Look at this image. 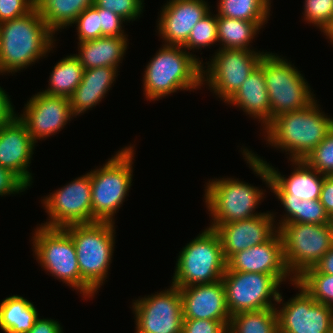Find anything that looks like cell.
Listing matches in <instances>:
<instances>
[{"mask_svg":"<svg viewBox=\"0 0 333 333\" xmlns=\"http://www.w3.org/2000/svg\"><path fill=\"white\" fill-rule=\"evenodd\" d=\"M134 154V146L123 147L99 169L90 171L92 218L96 222H114L132 185Z\"/></svg>","mask_w":333,"mask_h":333,"instance_id":"cell-5","label":"cell"},{"mask_svg":"<svg viewBox=\"0 0 333 333\" xmlns=\"http://www.w3.org/2000/svg\"><path fill=\"white\" fill-rule=\"evenodd\" d=\"M36 307L19 295L6 297L0 303V329L5 333H27L37 320Z\"/></svg>","mask_w":333,"mask_h":333,"instance_id":"cell-26","label":"cell"},{"mask_svg":"<svg viewBox=\"0 0 333 333\" xmlns=\"http://www.w3.org/2000/svg\"><path fill=\"white\" fill-rule=\"evenodd\" d=\"M318 105L315 100L303 109L272 119L263 127L267 143L288 151L290 161L304 160L333 127V118L325 116Z\"/></svg>","mask_w":333,"mask_h":333,"instance_id":"cell-2","label":"cell"},{"mask_svg":"<svg viewBox=\"0 0 333 333\" xmlns=\"http://www.w3.org/2000/svg\"><path fill=\"white\" fill-rule=\"evenodd\" d=\"M92 6L99 13L100 27L102 28V37L126 36L124 30H122V24L125 23V19L108 9L96 7L94 4Z\"/></svg>","mask_w":333,"mask_h":333,"instance_id":"cell-40","label":"cell"},{"mask_svg":"<svg viewBox=\"0 0 333 333\" xmlns=\"http://www.w3.org/2000/svg\"><path fill=\"white\" fill-rule=\"evenodd\" d=\"M114 223L98 221L63 228L74 242L81 280L94 294L106 280L112 262Z\"/></svg>","mask_w":333,"mask_h":333,"instance_id":"cell-4","label":"cell"},{"mask_svg":"<svg viewBox=\"0 0 333 333\" xmlns=\"http://www.w3.org/2000/svg\"><path fill=\"white\" fill-rule=\"evenodd\" d=\"M266 21H247L217 16L218 43L224 49L251 50L250 42ZM249 46V47H248Z\"/></svg>","mask_w":333,"mask_h":333,"instance_id":"cell-28","label":"cell"},{"mask_svg":"<svg viewBox=\"0 0 333 333\" xmlns=\"http://www.w3.org/2000/svg\"><path fill=\"white\" fill-rule=\"evenodd\" d=\"M35 144L18 114L0 128V166L11 170L28 187L33 178L27 169Z\"/></svg>","mask_w":333,"mask_h":333,"instance_id":"cell-21","label":"cell"},{"mask_svg":"<svg viewBox=\"0 0 333 333\" xmlns=\"http://www.w3.org/2000/svg\"><path fill=\"white\" fill-rule=\"evenodd\" d=\"M205 203L212 216L211 225H222L237 220L257 217L255 209L265 198L263 190L233 178L208 181Z\"/></svg>","mask_w":333,"mask_h":333,"instance_id":"cell-10","label":"cell"},{"mask_svg":"<svg viewBox=\"0 0 333 333\" xmlns=\"http://www.w3.org/2000/svg\"><path fill=\"white\" fill-rule=\"evenodd\" d=\"M35 8V0H0V23L26 15Z\"/></svg>","mask_w":333,"mask_h":333,"instance_id":"cell-39","label":"cell"},{"mask_svg":"<svg viewBox=\"0 0 333 333\" xmlns=\"http://www.w3.org/2000/svg\"><path fill=\"white\" fill-rule=\"evenodd\" d=\"M18 118L25 124L35 143L55 135L72 117H75L69 98L50 96L41 91L30 98Z\"/></svg>","mask_w":333,"mask_h":333,"instance_id":"cell-17","label":"cell"},{"mask_svg":"<svg viewBox=\"0 0 333 333\" xmlns=\"http://www.w3.org/2000/svg\"><path fill=\"white\" fill-rule=\"evenodd\" d=\"M326 37L330 40L331 44H333V19L329 22V24L322 31Z\"/></svg>","mask_w":333,"mask_h":333,"instance_id":"cell-47","label":"cell"},{"mask_svg":"<svg viewBox=\"0 0 333 333\" xmlns=\"http://www.w3.org/2000/svg\"><path fill=\"white\" fill-rule=\"evenodd\" d=\"M295 281L315 300L333 308V275L319 272L315 267L305 270Z\"/></svg>","mask_w":333,"mask_h":333,"instance_id":"cell-33","label":"cell"},{"mask_svg":"<svg viewBox=\"0 0 333 333\" xmlns=\"http://www.w3.org/2000/svg\"><path fill=\"white\" fill-rule=\"evenodd\" d=\"M265 53L254 49L219 48L210 64L207 63V69L202 67V84L207 82L210 90L226 103L259 65Z\"/></svg>","mask_w":333,"mask_h":333,"instance_id":"cell-13","label":"cell"},{"mask_svg":"<svg viewBox=\"0 0 333 333\" xmlns=\"http://www.w3.org/2000/svg\"><path fill=\"white\" fill-rule=\"evenodd\" d=\"M83 66L75 55L61 59L49 76V86L42 93L69 98L78 87L83 76Z\"/></svg>","mask_w":333,"mask_h":333,"instance_id":"cell-29","label":"cell"},{"mask_svg":"<svg viewBox=\"0 0 333 333\" xmlns=\"http://www.w3.org/2000/svg\"><path fill=\"white\" fill-rule=\"evenodd\" d=\"M287 270L296 279L314 267L333 246L329 224L286 223L278 228Z\"/></svg>","mask_w":333,"mask_h":333,"instance_id":"cell-9","label":"cell"},{"mask_svg":"<svg viewBox=\"0 0 333 333\" xmlns=\"http://www.w3.org/2000/svg\"><path fill=\"white\" fill-rule=\"evenodd\" d=\"M126 36L100 37L98 39L78 42V54H74L84 70L102 66L117 68L127 51ZM126 50V51H125Z\"/></svg>","mask_w":333,"mask_h":333,"instance_id":"cell-25","label":"cell"},{"mask_svg":"<svg viewBox=\"0 0 333 333\" xmlns=\"http://www.w3.org/2000/svg\"><path fill=\"white\" fill-rule=\"evenodd\" d=\"M304 161L320 174L333 175V127Z\"/></svg>","mask_w":333,"mask_h":333,"instance_id":"cell-35","label":"cell"},{"mask_svg":"<svg viewBox=\"0 0 333 333\" xmlns=\"http://www.w3.org/2000/svg\"><path fill=\"white\" fill-rule=\"evenodd\" d=\"M242 109L246 114L266 126L271 121L270 101L263 69L258 65L226 102Z\"/></svg>","mask_w":333,"mask_h":333,"instance_id":"cell-24","label":"cell"},{"mask_svg":"<svg viewBox=\"0 0 333 333\" xmlns=\"http://www.w3.org/2000/svg\"><path fill=\"white\" fill-rule=\"evenodd\" d=\"M278 308L233 314L228 329L233 333H278Z\"/></svg>","mask_w":333,"mask_h":333,"instance_id":"cell-30","label":"cell"},{"mask_svg":"<svg viewBox=\"0 0 333 333\" xmlns=\"http://www.w3.org/2000/svg\"><path fill=\"white\" fill-rule=\"evenodd\" d=\"M230 321L183 319L182 333H223Z\"/></svg>","mask_w":333,"mask_h":333,"instance_id":"cell-41","label":"cell"},{"mask_svg":"<svg viewBox=\"0 0 333 333\" xmlns=\"http://www.w3.org/2000/svg\"><path fill=\"white\" fill-rule=\"evenodd\" d=\"M221 280L231 316L276 307L271 300L277 304L284 301L278 290L281 284L270 274L225 270Z\"/></svg>","mask_w":333,"mask_h":333,"instance_id":"cell-12","label":"cell"},{"mask_svg":"<svg viewBox=\"0 0 333 333\" xmlns=\"http://www.w3.org/2000/svg\"><path fill=\"white\" fill-rule=\"evenodd\" d=\"M223 333H233L228 328Z\"/></svg>","mask_w":333,"mask_h":333,"instance_id":"cell-49","label":"cell"},{"mask_svg":"<svg viewBox=\"0 0 333 333\" xmlns=\"http://www.w3.org/2000/svg\"><path fill=\"white\" fill-rule=\"evenodd\" d=\"M72 24L77 26L76 29L79 42L102 37L99 13L93 6H89L82 11Z\"/></svg>","mask_w":333,"mask_h":333,"instance_id":"cell-36","label":"cell"},{"mask_svg":"<svg viewBox=\"0 0 333 333\" xmlns=\"http://www.w3.org/2000/svg\"><path fill=\"white\" fill-rule=\"evenodd\" d=\"M319 201L324 206L326 213L333 214V175H325L321 188Z\"/></svg>","mask_w":333,"mask_h":333,"instance_id":"cell-43","label":"cell"},{"mask_svg":"<svg viewBox=\"0 0 333 333\" xmlns=\"http://www.w3.org/2000/svg\"><path fill=\"white\" fill-rule=\"evenodd\" d=\"M291 284L300 290L276 309L278 333H333V308L316 302L296 281Z\"/></svg>","mask_w":333,"mask_h":333,"instance_id":"cell-16","label":"cell"},{"mask_svg":"<svg viewBox=\"0 0 333 333\" xmlns=\"http://www.w3.org/2000/svg\"><path fill=\"white\" fill-rule=\"evenodd\" d=\"M217 16L247 21H268L271 0H220Z\"/></svg>","mask_w":333,"mask_h":333,"instance_id":"cell-32","label":"cell"},{"mask_svg":"<svg viewBox=\"0 0 333 333\" xmlns=\"http://www.w3.org/2000/svg\"><path fill=\"white\" fill-rule=\"evenodd\" d=\"M199 59L183 46L163 44L144 71L146 99L158 101L179 90L201 89L204 64Z\"/></svg>","mask_w":333,"mask_h":333,"instance_id":"cell-3","label":"cell"},{"mask_svg":"<svg viewBox=\"0 0 333 333\" xmlns=\"http://www.w3.org/2000/svg\"><path fill=\"white\" fill-rule=\"evenodd\" d=\"M157 30L165 45L183 46L194 25L209 11L204 0H169L161 8Z\"/></svg>","mask_w":333,"mask_h":333,"instance_id":"cell-20","label":"cell"},{"mask_svg":"<svg viewBox=\"0 0 333 333\" xmlns=\"http://www.w3.org/2000/svg\"><path fill=\"white\" fill-rule=\"evenodd\" d=\"M286 211L277 228L286 223L329 224V215L319 199H278Z\"/></svg>","mask_w":333,"mask_h":333,"instance_id":"cell-31","label":"cell"},{"mask_svg":"<svg viewBox=\"0 0 333 333\" xmlns=\"http://www.w3.org/2000/svg\"><path fill=\"white\" fill-rule=\"evenodd\" d=\"M242 155L249 164V168L251 167L254 173L262 178L278 199L316 200L320 198L325 175L318 173L304 160H291L293 162L291 164L295 165L294 171L286 178L247 148L243 150Z\"/></svg>","mask_w":333,"mask_h":333,"instance_id":"cell-11","label":"cell"},{"mask_svg":"<svg viewBox=\"0 0 333 333\" xmlns=\"http://www.w3.org/2000/svg\"><path fill=\"white\" fill-rule=\"evenodd\" d=\"M28 186L11 170L0 166V196L24 192Z\"/></svg>","mask_w":333,"mask_h":333,"instance_id":"cell-42","label":"cell"},{"mask_svg":"<svg viewBox=\"0 0 333 333\" xmlns=\"http://www.w3.org/2000/svg\"><path fill=\"white\" fill-rule=\"evenodd\" d=\"M143 2L144 0H94L93 4L116 13L128 22L139 19L144 7Z\"/></svg>","mask_w":333,"mask_h":333,"instance_id":"cell-38","label":"cell"},{"mask_svg":"<svg viewBox=\"0 0 333 333\" xmlns=\"http://www.w3.org/2000/svg\"><path fill=\"white\" fill-rule=\"evenodd\" d=\"M272 213L267 211L257 217L210 225L220 238L226 261L237 252L268 241L278 231Z\"/></svg>","mask_w":333,"mask_h":333,"instance_id":"cell-19","label":"cell"},{"mask_svg":"<svg viewBox=\"0 0 333 333\" xmlns=\"http://www.w3.org/2000/svg\"><path fill=\"white\" fill-rule=\"evenodd\" d=\"M53 35L36 8L0 23V74L18 72L46 56L55 47Z\"/></svg>","mask_w":333,"mask_h":333,"instance_id":"cell-1","label":"cell"},{"mask_svg":"<svg viewBox=\"0 0 333 333\" xmlns=\"http://www.w3.org/2000/svg\"><path fill=\"white\" fill-rule=\"evenodd\" d=\"M211 14L209 11L194 25L183 48L191 51L192 49L206 48V46L210 47L215 42H218L217 14L215 16Z\"/></svg>","mask_w":333,"mask_h":333,"instance_id":"cell-34","label":"cell"},{"mask_svg":"<svg viewBox=\"0 0 333 333\" xmlns=\"http://www.w3.org/2000/svg\"><path fill=\"white\" fill-rule=\"evenodd\" d=\"M226 263V270L270 274L280 284L287 278L295 281L284 262L283 241L278 231L268 241L235 253Z\"/></svg>","mask_w":333,"mask_h":333,"instance_id":"cell-18","label":"cell"},{"mask_svg":"<svg viewBox=\"0 0 333 333\" xmlns=\"http://www.w3.org/2000/svg\"><path fill=\"white\" fill-rule=\"evenodd\" d=\"M329 225L330 228L333 230V214L329 216Z\"/></svg>","mask_w":333,"mask_h":333,"instance_id":"cell-48","label":"cell"},{"mask_svg":"<svg viewBox=\"0 0 333 333\" xmlns=\"http://www.w3.org/2000/svg\"><path fill=\"white\" fill-rule=\"evenodd\" d=\"M32 241L36 260L47 273L79 291L82 297L95 296L81 280L74 242L63 228H49L41 224L35 230Z\"/></svg>","mask_w":333,"mask_h":333,"instance_id":"cell-8","label":"cell"},{"mask_svg":"<svg viewBox=\"0 0 333 333\" xmlns=\"http://www.w3.org/2000/svg\"><path fill=\"white\" fill-rule=\"evenodd\" d=\"M117 69L102 66L84 70L80 84L69 97L75 117L101 102L117 77Z\"/></svg>","mask_w":333,"mask_h":333,"instance_id":"cell-23","label":"cell"},{"mask_svg":"<svg viewBox=\"0 0 333 333\" xmlns=\"http://www.w3.org/2000/svg\"><path fill=\"white\" fill-rule=\"evenodd\" d=\"M136 333H182L181 293L172 285L167 290L133 302Z\"/></svg>","mask_w":333,"mask_h":333,"instance_id":"cell-15","label":"cell"},{"mask_svg":"<svg viewBox=\"0 0 333 333\" xmlns=\"http://www.w3.org/2000/svg\"><path fill=\"white\" fill-rule=\"evenodd\" d=\"M183 319L230 321L222 280L179 288Z\"/></svg>","mask_w":333,"mask_h":333,"instance_id":"cell-22","label":"cell"},{"mask_svg":"<svg viewBox=\"0 0 333 333\" xmlns=\"http://www.w3.org/2000/svg\"><path fill=\"white\" fill-rule=\"evenodd\" d=\"M91 199V177L88 172L44 197L42 203L49 221L43 223V226L64 228L73 224L95 223Z\"/></svg>","mask_w":333,"mask_h":333,"instance_id":"cell-14","label":"cell"},{"mask_svg":"<svg viewBox=\"0 0 333 333\" xmlns=\"http://www.w3.org/2000/svg\"><path fill=\"white\" fill-rule=\"evenodd\" d=\"M9 98L5 90L0 87V128L16 115Z\"/></svg>","mask_w":333,"mask_h":333,"instance_id":"cell-45","label":"cell"},{"mask_svg":"<svg viewBox=\"0 0 333 333\" xmlns=\"http://www.w3.org/2000/svg\"><path fill=\"white\" fill-rule=\"evenodd\" d=\"M314 267L321 273L333 275V246Z\"/></svg>","mask_w":333,"mask_h":333,"instance_id":"cell-46","label":"cell"},{"mask_svg":"<svg viewBox=\"0 0 333 333\" xmlns=\"http://www.w3.org/2000/svg\"><path fill=\"white\" fill-rule=\"evenodd\" d=\"M57 320L37 318L31 330L27 333H63Z\"/></svg>","mask_w":333,"mask_h":333,"instance_id":"cell-44","label":"cell"},{"mask_svg":"<svg viewBox=\"0 0 333 333\" xmlns=\"http://www.w3.org/2000/svg\"><path fill=\"white\" fill-rule=\"evenodd\" d=\"M227 267L220 238L207 227L179 252L172 285L181 288L222 279Z\"/></svg>","mask_w":333,"mask_h":333,"instance_id":"cell-6","label":"cell"},{"mask_svg":"<svg viewBox=\"0 0 333 333\" xmlns=\"http://www.w3.org/2000/svg\"><path fill=\"white\" fill-rule=\"evenodd\" d=\"M259 66L264 73L271 120L283 113L303 109L315 101L303 75L284 57L266 52Z\"/></svg>","mask_w":333,"mask_h":333,"instance_id":"cell-7","label":"cell"},{"mask_svg":"<svg viewBox=\"0 0 333 333\" xmlns=\"http://www.w3.org/2000/svg\"><path fill=\"white\" fill-rule=\"evenodd\" d=\"M94 0H35V8L48 28L56 31L72 26V23Z\"/></svg>","mask_w":333,"mask_h":333,"instance_id":"cell-27","label":"cell"},{"mask_svg":"<svg viewBox=\"0 0 333 333\" xmlns=\"http://www.w3.org/2000/svg\"><path fill=\"white\" fill-rule=\"evenodd\" d=\"M303 13L307 23L323 31L333 19V0H305Z\"/></svg>","mask_w":333,"mask_h":333,"instance_id":"cell-37","label":"cell"}]
</instances>
